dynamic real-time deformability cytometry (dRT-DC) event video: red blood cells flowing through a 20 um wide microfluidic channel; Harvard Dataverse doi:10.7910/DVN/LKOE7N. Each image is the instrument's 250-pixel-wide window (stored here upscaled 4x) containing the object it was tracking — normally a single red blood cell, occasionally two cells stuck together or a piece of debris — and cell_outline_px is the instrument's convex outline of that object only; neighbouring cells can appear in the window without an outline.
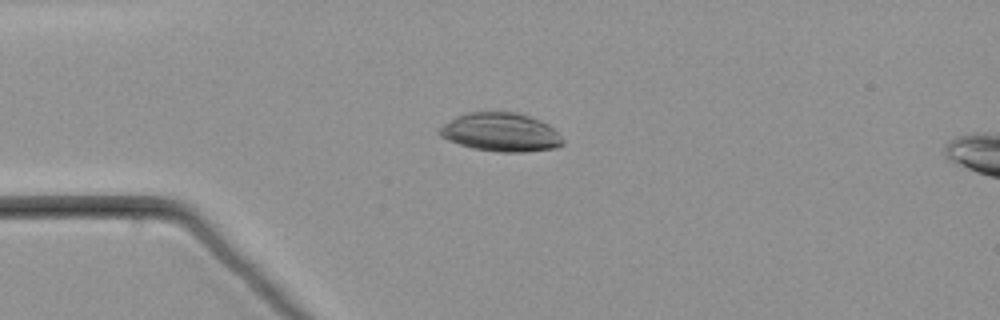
{"species": "common noctule bat (a hibernating species)", "species_latin": "Nyctalus noctula", "temperature_condition": "warm", "stored_images_in_passage": 48, "camera_frame_rate_fps": 3000, "um_per_image_px": 0.085, "animal": {"sex": "male", "body_mass_g": 21.5, "forearm_length_mm": 52.0}, "frame": {"image": 1, "passage_image": 14, "time_ms": 4.333, "image_size_px": [1000, 320], "cell_outline_px": [[564, 144], [556, 148], [524, 152], [500, 152], [472, 148], [448, 140], [440, 136], [436, 132], [436, 128], [468, 112], [520, 112], [540, 120], [548, 124], [564, 140]], "centroid_in_image_um": [42.57, 11.24], "position_along_channel_um": 42.4, "area_um2": 27.74}}
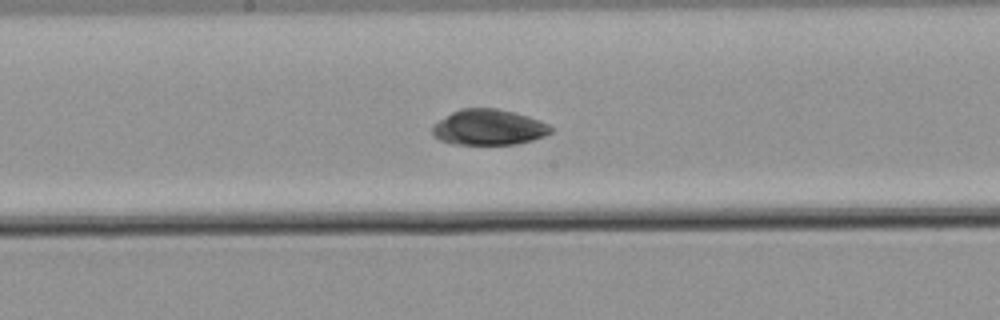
{"frame": {"image": 2, "passage_image": 29, "time_ms": 9.333, "image_size_px": [1000, 320], "cell_outline_px": [[552, 132], [544, 136], [532, 140], [516, 144], [452, 144], [440, 140], [432, 136], [432, 124], [452, 112], [460, 108], [496, 108], [516, 112], [540, 120], [548, 124], [552, 128]], "centroid_in_image_um": [41.52, 10.81], "position_along_channel_um": 206.7, "area_um2": 24.8}}
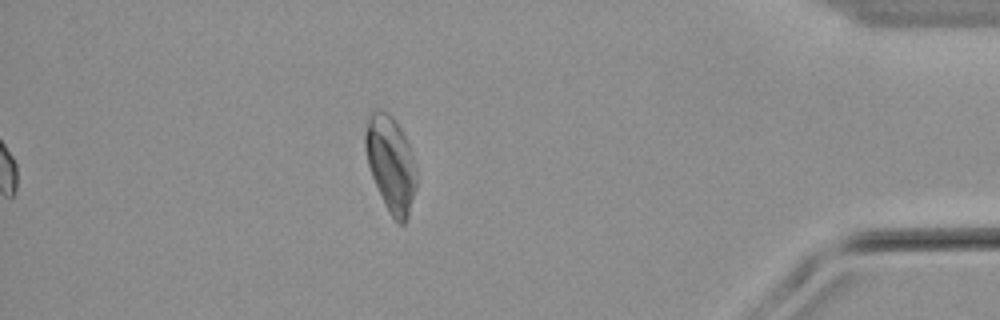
{"frame": {"image": 3, "passage_image": 48, "time_ms": 15.667, "image_size_px": [1000, 320], "cell_outline_px": [[416, 188], [408, 220], [404, 224], [396, 224], [388, 212], [384, 204], [372, 176], [368, 164], [364, 148], [364, 136], [368, 112], [376, 108], [380, 108], [388, 112], [392, 116], [400, 128], [412, 152], [416, 168]], "centroid_in_image_um": [33.2, 13.93], "position_along_channel_um": 402.0, "area_um2": 29.13}}